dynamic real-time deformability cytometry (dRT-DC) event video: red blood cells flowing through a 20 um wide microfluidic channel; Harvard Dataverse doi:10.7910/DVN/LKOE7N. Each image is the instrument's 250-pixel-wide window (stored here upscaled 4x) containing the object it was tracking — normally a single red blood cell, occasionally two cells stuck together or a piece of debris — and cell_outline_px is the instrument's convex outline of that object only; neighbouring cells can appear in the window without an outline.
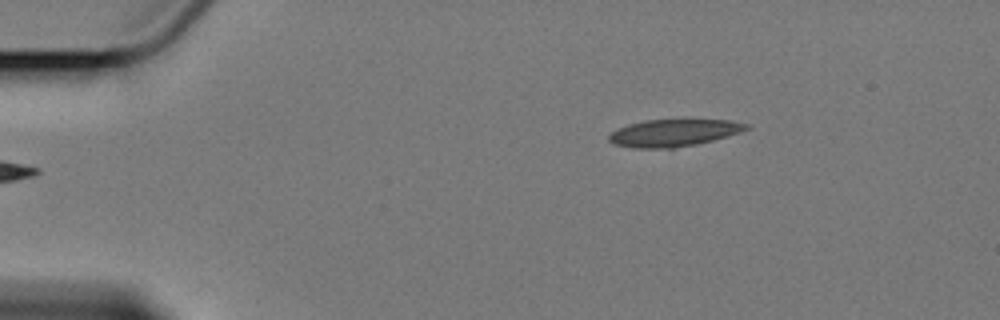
{"species": "Egyptian fruit bat (a non-hibernating species)", "species_latin": "Rousettus aegyptiacus", "temperature_condition": "cold", "stored_images_in_passage": 3, "camera_frame_rate_fps": 3000, "um_per_image_px": 0.085, "animal": {"sex": "female"}, "frame": {"image": 1, "passage_image": 3, "time_ms": 3.333, "image_size_px": [1000, 320], "cell_outline_px": [[752, 128], [728, 136], [696, 144], [676, 148], [632, 148], [616, 144], [608, 140], [608, 136], [612, 132], [628, 124], [648, 120], [728, 120], [748, 124]], "centroid_in_image_um": [57.29, 11.3], "position_along_channel_um": 27.7, "area_um2": 21.56}}